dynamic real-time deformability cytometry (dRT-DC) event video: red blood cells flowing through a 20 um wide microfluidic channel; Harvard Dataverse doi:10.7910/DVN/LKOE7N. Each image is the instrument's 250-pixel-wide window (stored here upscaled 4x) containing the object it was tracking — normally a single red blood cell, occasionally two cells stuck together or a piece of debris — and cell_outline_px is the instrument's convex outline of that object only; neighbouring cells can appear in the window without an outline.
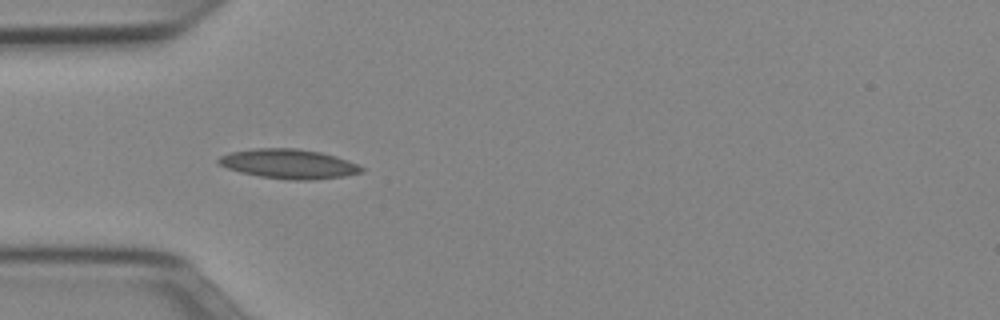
{"species": "Egyptian fruit bat (a non-hibernating species)", "species_latin": "Rousettus aegyptiacus", "temperature_condition": "cold", "stored_images_in_passage": 10, "camera_frame_rate_fps": 3000, "um_per_image_px": 0.085, "animal": {"sex": "female"}, "frame": {"image": 1, "passage_image": 4, "time_ms": 1.0, "image_size_px": [1000, 320], "cell_outline_px": [[364, 172], [344, 176], [308, 180], [288, 180], [260, 176], [240, 172], [228, 168], [220, 164], [216, 160], [220, 156], [232, 152], [256, 148], [296, 148], [320, 152], [336, 156], [356, 164], [364, 168]], "centroid_in_image_um": [24.55, 13.93], "position_along_channel_um": 60.5, "area_um2": 24.39}}
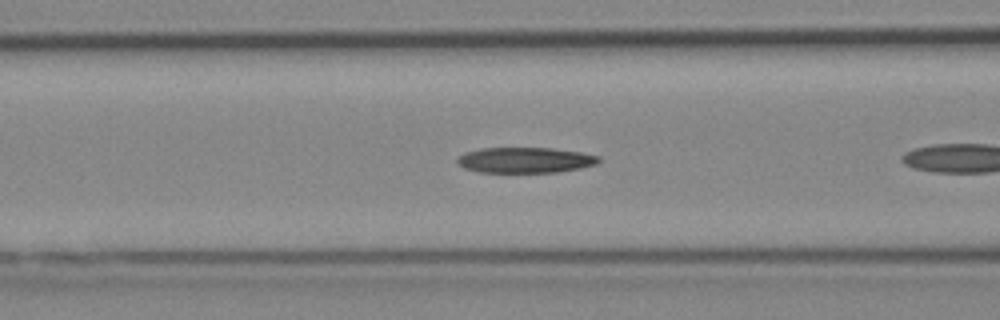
{"frame": {"image": 2, "passage_image": 6, "time_ms": 1.667, "image_size_px": [1000, 320], "cell_outline_px": [[600, 160], [596, 164], [580, 168], [556, 172], [480, 172], [464, 168], [456, 164], [456, 160], [464, 152], [480, 148], [552, 148], [580, 152], [600, 156]], "centroid_in_image_um": [44.61, 13.6], "position_along_channel_um": 122.0, "area_um2": 21.1}}
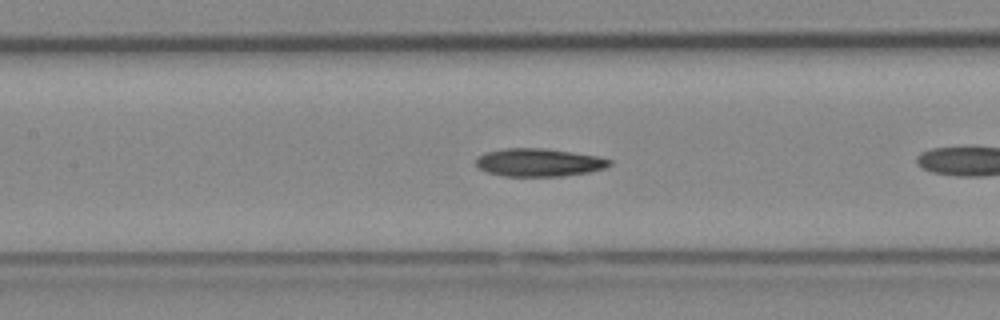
{"frame": {"image": 3, "passage_image": 9, "time_ms": 2.667, "image_size_px": [1000, 320], "cell_outline_px": [[612, 164], [604, 168], [588, 172], [560, 176], [504, 176], [488, 172], [480, 168], [476, 164], [476, 156], [484, 152], [504, 148], [544, 148], [572, 152], [596, 156], [612, 160]], "centroid_in_image_um": [45.78, 13.8], "position_along_channel_um": 161.6, "area_um2": 21.73}}